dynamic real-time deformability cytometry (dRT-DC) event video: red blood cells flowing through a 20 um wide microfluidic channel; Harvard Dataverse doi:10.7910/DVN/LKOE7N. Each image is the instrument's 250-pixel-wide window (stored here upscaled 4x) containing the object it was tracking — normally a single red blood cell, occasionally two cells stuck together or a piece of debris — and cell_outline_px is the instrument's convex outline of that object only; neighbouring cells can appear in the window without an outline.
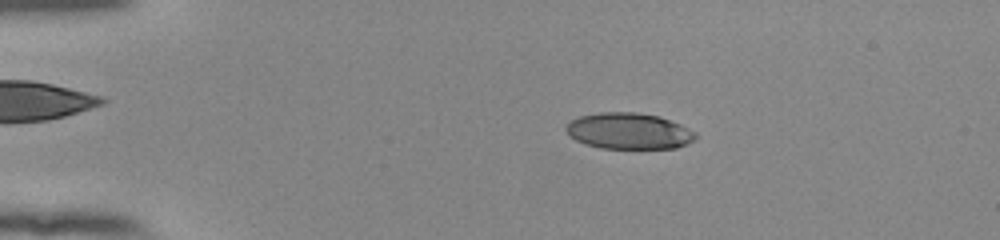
{"species": "human", "species_latin": "Homo sapiens", "temperature_condition": "room temperature", "stored_images_in_passage": 54, "camera_frame_rate_fps": 3000, "um_per_image_px": 0.085, "donor": {"sex": "female"}, "frame": {"image": 1, "passage_image": 11, "time_ms": 3.333, "image_size_px": [1000, 240], "cell_outline_px": [[696, 140], [688, 144], [676, 148], [600, 148], [584, 144], [568, 136], [564, 128], [572, 120], [580, 116], [600, 112], [636, 112], [660, 116], [680, 124], [696, 132]], "centroid_in_image_um": [53.46, 11.14], "position_along_channel_um": 31.5, "area_um2": 27.51}}
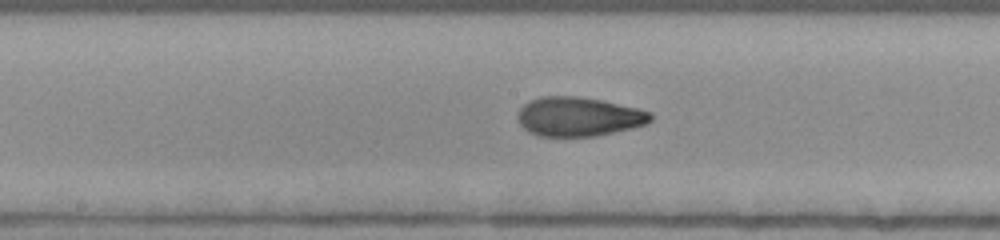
{"frame": {"image": 2, "passage_image": 29, "time_ms": 9.333, "image_size_px": [1000, 240], "cell_outline_px": [[652, 120], [648, 124], [632, 128], [596, 136], [540, 136], [528, 132], [520, 124], [516, 116], [520, 108], [528, 100], [540, 96], [576, 96], [600, 100], [636, 108], [652, 112]], "centroid_in_image_um": [49.16, 9.91], "position_along_channel_um": 199.0, "area_um2": 30.46}}
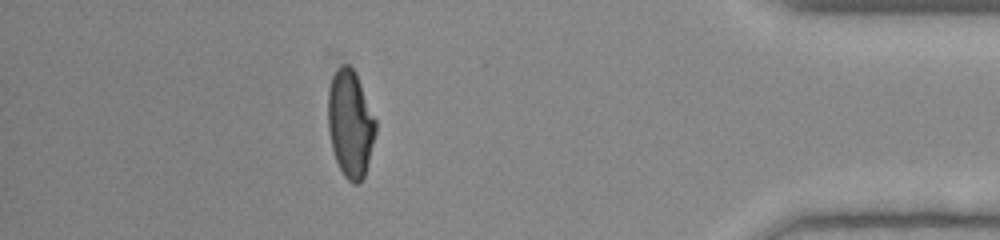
{"frame": {"image": 3, "passage_image": 48, "time_ms": 15.667, "image_size_px": [1000, 240], "cell_outline_px": [[376, 132], [364, 176], [356, 184], [352, 184], [344, 176], [336, 160], [332, 148], [328, 132], [328, 88], [332, 76], [336, 68], [340, 64], [348, 64], [352, 68], [360, 84], [376, 120]], "centroid_in_image_um": [29.75, 10.5], "position_along_channel_um": 405.4, "area_um2": 29.54}, "authors_computed_cell_mechanics": {"area_um2": 29.9404, "velocity_mm_per_s": 3.8903, "shape_relaxation_time_tau1_ms": 10.5583, "shape_relaxation_time_tau2_ms": 1.1511, "deformation_change_tau1": 0.3269, "deformation_change_tau2": 0.072}}